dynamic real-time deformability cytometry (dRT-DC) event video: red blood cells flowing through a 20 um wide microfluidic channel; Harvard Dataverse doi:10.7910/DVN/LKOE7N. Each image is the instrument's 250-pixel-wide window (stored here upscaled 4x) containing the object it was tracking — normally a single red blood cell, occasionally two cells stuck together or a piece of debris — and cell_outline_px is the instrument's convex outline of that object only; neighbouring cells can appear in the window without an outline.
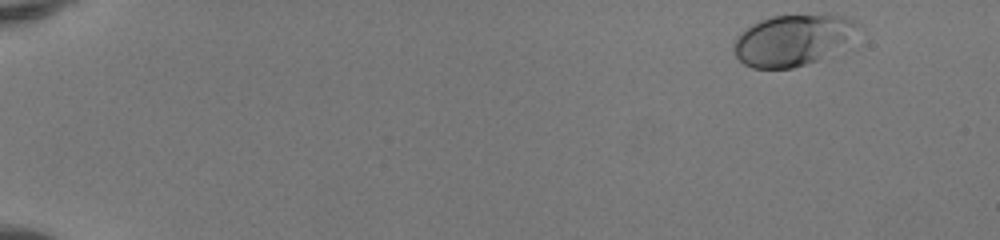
{"species": "human", "species_latin": "Homo sapiens", "temperature_condition": "room temperature", "stored_images_in_passage": 48, "camera_frame_rate_fps": 3000, "um_per_image_px": 0.085, "donor": {"sex": "female"}, "frame": {"image": 1, "passage_image": 1, "time_ms": 0.0, "image_size_px": [1000, 240], "cell_outline_px": [[860, 24], [856, 48], [792, 68], [752, 68], [744, 64], [736, 56], [736, 40], [752, 24], [760, 20], [772, 16], [820, 12], [828, 12], [844, 16], [856, 20]], "centroid_in_image_um": [67.68, 3.37], "position_along_channel_um": 17.3, "area_um2": 38.9}}
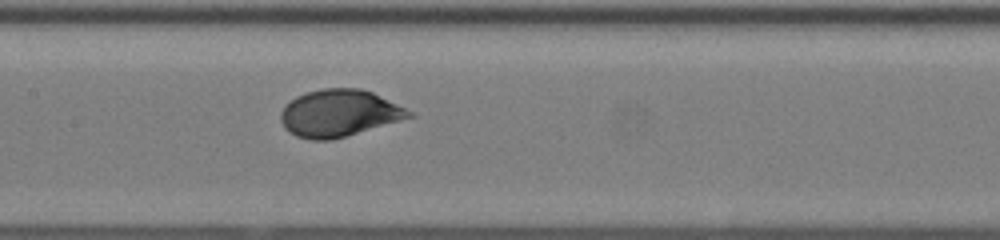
{"frame": {"image": 2, "passage_image": 24, "time_ms": 7.667, "image_size_px": [1000, 240], "cell_outline_px": [[416, 116], [332, 140], [308, 140], [296, 136], [288, 132], [284, 128], [280, 120], [280, 112], [296, 96], [308, 92], [324, 88], [360, 88], [372, 92], [412, 112]], "centroid_in_image_um": [28.8, 9.64], "position_along_channel_um": 178.6, "area_um2": 34.97}}
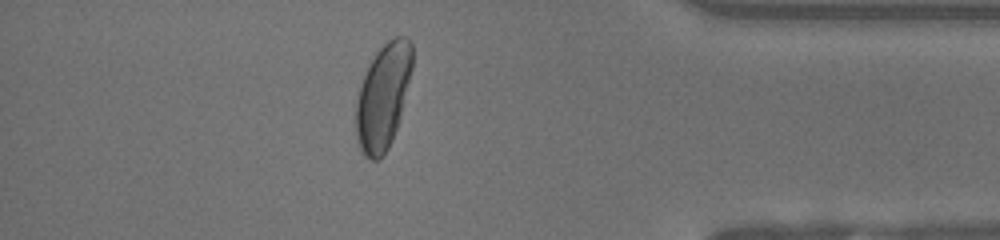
{"frame": {"image": 3, "passage_image": 42, "time_ms": 13.667, "image_size_px": [1000, 240], "cell_outline_px": [[412, 68], [400, 116], [392, 140], [388, 148], [380, 160], [372, 160], [364, 156], [356, 140], [356, 100], [364, 76], [376, 52], [388, 40], [396, 36], [404, 36], [412, 44]], "centroid_in_image_um": [32.55, 8.23], "position_along_channel_um": 402.6, "area_um2": 34.16}, "authors_computed_cell_mechanics": {"area_um2": 34.391, "velocity_mm_per_s": 4.1348, "shape_relaxation_time_tau1_ms": 4.374, "shape_relaxation_time_tau2_ms": null, "deformation_change_tau1": 0.1695, "deformation_change_tau2": null}}